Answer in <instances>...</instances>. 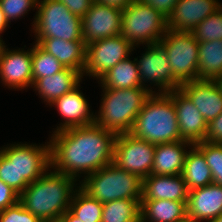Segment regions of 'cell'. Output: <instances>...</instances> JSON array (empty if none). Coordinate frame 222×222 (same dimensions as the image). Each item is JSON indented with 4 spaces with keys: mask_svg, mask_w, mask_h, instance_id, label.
<instances>
[{
    "mask_svg": "<svg viewBox=\"0 0 222 222\" xmlns=\"http://www.w3.org/2000/svg\"><path fill=\"white\" fill-rule=\"evenodd\" d=\"M0 222H42L37 216L26 210L18 201L0 211Z\"/></svg>",
    "mask_w": 222,
    "mask_h": 222,
    "instance_id": "cell-34",
    "label": "cell"
},
{
    "mask_svg": "<svg viewBox=\"0 0 222 222\" xmlns=\"http://www.w3.org/2000/svg\"><path fill=\"white\" fill-rule=\"evenodd\" d=\"M38 0H0V6L4 13L5 19L11 24V20L25 17L24 15L31 9H37Z\"/></svg>",
    "mask_w": 222,
    "mask_h": 222,
    "instance_id": "cell-33",
    "label": "cell"
},
{
    "mask_svg": "<svg viewBox=\"0 0 222 222\" xmlns=\"http://www.w3.org/2000/svg\"><path fill=\"white\" fill-rule=\"evenodd\" d=\"M62 222H82L76 218L69 210L66 211L60 218Z\"/></svg>",
    "mask_w": 222,
    "mask_h": 222,
    "instance_id": "cell-41",
    "label": "cell"
},
{
    "mask_svg": "<svg viewBox=\"0 0 222 222\" xmlns=\"http://www.w3.org/2000/svg\"><path fill=\"white\" fill-rule=\"evenodd\" d=\"M69 211L82 222H101L103 203L78 187L72 197Z\"/></svg>",
    "mask_w": 222,
    "mask_h": 222,
    "instance_id": "cell-29",
    "label": "cell"
},
{
    "mask_svg": "<svg viewBox=\"0 0 222 222\" xmlns=\"http://www.w3.org/2000/svg\"><path fill=\"white\" fill-rule=\"evenodd\" d=\"M167 31V17L141 0L122 11L120 35L134 47L159 43Z\"/></svg>",
    "mask_w": 222,
    "mask_h": 222,
    "instance_id": "cell-7",
    "label": "cell"
},
{
    "mask_svg": "<svg viewBox=\"0 0 222 222\" xmlns=\"http://www.w3.org/2000/svg\"><path fill=\"white\" fill-rule=\"evenodd\" d=\"M191 33L199 43L222 40V7L201 21Z\"/></svg>",
    "mask_w": 222,
    "mask_h": 222,
    "instance_id": "cell-31",
    "label": "cell"
},
{
    "mask_svg": "<svg viewBox=\"0 0 222 222\" xmlns=\"http://www.w3.org/2000/svg\"><path fill=\"white\" fill-rule=\"evenodd\" d=\"M130 133L154 145L183 140L173 99L167 93H152L138 113Z\"/></svg>",
    "mask_w": 222,
    "mask_h": 222,
    "instance_id": "cell-4",
    "label": "cell"
},
{
    "mask_svg": "<svg viewBox=\"0 0 222 222\" xmlns=\"http://www.w3.org/2000/svg\"><path fill=\"white\" fill-rule=\"evenodd\" d=\"M167 94L173 99L181 138L193 144L205 141L207 122L197 107L180 89Z\"/></svg>",
    "mask_w": 222,
    "mask_h": 222,
    "instance_id": "cell-18",
    "label": "cell"
},
{
    "mask_svg": "<svg viewBox=\"0 0 222 222\" xmlns=\"http://www.w3.org/2000/svg\"><path fill=\"white\" fill-rule=\"evenodd\" d=\"M5 44L0 46V83L17 91L32 88V47L10 50Z\"/></svg>",
    "mask_w": 222,
    "mask_h": 222,
    "instance_id": "cell-13",
    "label": "cell"
},
{
    "mask_svg": "<svg viewBox=\"0 0 222 222\" xmlns=\"http://www.w3.org/2000/svg\"><path fill=\"white\" fill-rule=\"evenodd\" d=\"M187 201L141 200V222H188Z\"/></svg>",
    "mask_w": 222,
    "mask_h": 222,
    "instance_id": "cell-24",
    "label": "cell"
},
{
    "mask_svg": "<svg viewBox=\"0 0 222 222\" xmlns=\"http://www.w3.org/2000/svg\"><path fill=\"white\" fill-rule=\"evenodd\" d=\"M155 146L146 140L134 137L131 133L117 134L113 163L144 179L151 174Z\"/></svg>",
    "mask_w": 222,
    "mask_h": 222,
    "instance_id": "cell-12",
    "label": "cell"
},
{
    "mask_svg": "<svg viewBox=\"0 0 222 222\" xmlns=\"http://www.w3.org/2000/svg\"><path fill=\"white\" fill-rule=\"evenodd\" d=\"M188 194L182 175L150 174L143 179L141 200L187 201Z\"/></svg>",
    "mask_w": 222,
    "mask_h": 222,
    "instance_id": "cell-20",
    "label": "cell"
},
{
    "mask_svg": "<svg viewBox=\"0 0 222 222\" xmlns=\"http://www.w3.org/2000/svg\"><path fill=\"white\" fill-rule=\"evenodd\" d=\"M135 49L136 46L134 47L121 35L86 45L85 67L82 77H93L97 81L118 62L128 58Z\"/></svg>",
    "mask_w": 222,
    "mask_h": 222,
    "instance_id": "cell-11",
    "label": "cell"
},
{
    "mask_svg": "<svg viewBox=\"0 0 222 222\" xmlns=\"http://www.w3.org/2000/svg\"><path fill=\"white\" fill-rule=\"evenodd\" d=\"M180 90L197 107L207 124L222 113V88L217 80H193Z\"/></svg>",
    "mask_w": 222,
    "mask_h": 222,
    "instance_id": "cell-16",
    "label": "cell"
},
{
    "mask_svg": "<svg viewBox=\"0 0 222 222\" xmlns=\"http://www.w3.org/2000/svg\"><path fill=\"white\" fill-rule=\"evenodd\" d=\"M122 10L94 1L81 18L85 46L120 35Z\"/></svg>",
    "mask_w": 222,
    "mask_h": 222,
    "instance_id": "cell-14",
    "label": "cell"
},
{
    "mask_svg": "<svg viewBox=\"0 0 222 222\" xmlns=\"http://www.w3.org/2000/svg\"><path fill=\"white\" fill-rule=\"evenodd\" d=\"M198 80H218L222 76V40L198 44Z\"/></svg>",
    "mask_w": 222,
    "mask_h": 222,
    "instance_id": "cell-27",
    "label": "cell"
},
{
    "mask_svg": "<svg viewBox=\"0 0 222 222\" xmlns=\"http://www.w3.org/2000/svg\"><path fill=\"white\" fill-rule=\"evenodd\" d=\"M193 145L186 140L156 145L151 174L181 175L188 149Z\"/></svg>",
    "mask_w": 222,
    "mask_h": 222,
    "instance_id": "cell-21",
    "label": "cell"
},
{
    "mask_svg": "<svg viewBox=\"0 0 222 222\" xmlns=\"http://www.w3.org/2000/svg\"><path fill=\"white\" fill-rule=\"evenodd\" d=\"M186 208L188 222H208L222 215V185L212 183L189 191Z\"/></svg>",
    "mask_w": 222,
    "mask_h": 222,
    "instance_id": "cell-19",
    "label": "cell"
},
{
    "mask_svg": "<svg viewBox=\"0 0 222 222\" xmlns=\"http://www.w3.org/2000/svg\"><path fill=\"white\" fill-rule=\"evenodd\" d=\"M62 2L72 14L83 17L89 10L94 0H58Z\"/></svg>",
    "mask_w": 222,
    "mask_h": 222,
    "instance_id": "cell-37",
    "label": "cell"
},
{
    "mask_svg": "<svg viewBox=\"0 0 222 222\" xmlns=\"http://www.w3.org/2000/svg\"><path fill=\"white\" fill-rule=\"evenodd\" d=\"M208 222H222V215H219L218 217H216Z\"/></svg>",
    "mask_w": 222,
    "mask_h": 222,
    "instance_id": "cell-42",
    "label": "cell"
},
{
    "mask_svg": "<svg viewBox=\"0 0 222 222\" xmlns=\"http://www.w3.org/2000/svg\"><path fill=\"white\" fill-rule=\"evenodd\" d=\"M94 1L100 4L118 8L123 11L132 3L133 0H94Z\"/></svg>",
    "mask_w": 222,
    "mask_h": 222,
    "instance_id": "cell-39",
    "label": "cell"
},
{
    "mask_svg": "<svg viewBox=\"0 0 222 222\" xmlns=\"http://www.w3.org/2000/svg\"><path fill=\"white\" fill-rule=\"evenodd\" d=\"M145 50L139 59L138 56L136 58L141 86L151 93H168L180 89V84L171 72L166 50L159 43L146 45Z\"/></svg>",
    "mask_w": 222,
    "mask_h": 222,
    "instance_id": "cell-10",
    "label": "cell"
},
{
    "mask_svg": "<svg viewBox=\"0 0 222 222\" xmlns=\"http://www.w3.org/2000/svg\"><path fill=\"white\" fill-rule=\"evenodd\" d=\"M205 141L222 144V113L207 124Z\"/></svg>",
    "mask_w": 222,
    "mask_h": 222,
    "instance_id": "cell-35",
    "label": "cell"
},
{
    "mask_svg": "<svg viewBox=\"0 0 222 222\" xmlns=\"http://www.w3.org/2000/svg\"><path fill=\"white\" fill-rule=\"evenodd\" d=\"M116 137V133L96 123L52 133L51 167L80 182L81 177L113 162Z\"/></svg>",
    "mask_w": 222,
    "mask_h": 222,
    "instance_id": "cell-1",
    "label": "cell"
},
{
    "mask_svg": "<svg viewBox=\"0 0 222 222\" xmlns=\"http://www.w3.org/2000/svg\"><path fill=\"white\" fill-rule=\"evenodd\" d=\"M140 202L120 199L103 203L101 222H141Z\"/></svg>",
    "mask_w": 222,
    "mask_h": 222,
    "instance_id": "cell-28",
    "label": "cell"
},
{
    "mask_svg": "<svg viewBox=\"0 0 222 222\" xmlns=\"http://www.w3.org/2000/svg\"><path fill=\"white\" fill-rule=\"evenodd\" d=\"M118 62L98 79L101 88L127 89L142 87L136 58Z\"/></svg>",
    "mask_w": 222,
    "mask_h": 222,
    "instance_id": "cell-25",
    "label": "cell"
},
{
    "mask_svg": "<svg viewBox=\"0 0 222 222\" xmlns=\"http://www.w3.org/2000/svg\"><path fill=\"white\" fill-rule=\"evenodd\" d=\"M77 182L75 178L50 167L24 189L19 195V202L42 222L57 220L69 210L72 197L79 187Z\"/></svg>",
    "mask_w": 222,
    "mask_h": 222,
    "instance_id": "cell-2",
    "label": "cell"
},
{
    "mask_svg": "<svg viewBox=\"0 0 222 222\" xmlns=\"http://www.w3.org/2000/svg\"><path fill=\"white\" fill-rule=\"evenodd\" d=\"M79 184L84 192L101 203L120 199L141 201L142 198L143 179L113 162L81 179Z\"/></svg>",
    "mask_w": 222,
    "mask_h": 222,
    "instance_id": "cell-6",
    "label": "cell"
},
{
    "mask_svg": "<svg viewBox=\"0 0 222 222\" xmlns=\"http://www.w3.org/2000/svg\"><path fill=\"white\" fill-rule=\"evenodd\" d=\"M166 50L174 79L181 85L198 80V44L191 32L169 30L159 41Z\"/></svg>",
    "mask_w": 222,
    "mask_h": 222,
    "instance_id": "cell-9",
    "label": "cell"
},
{
    "mask_svg": "<svg viewBox=\"0 0 222 222\" xmlns=\"http://www.w3.org/2000/svg\"><path fill=\"white\" fill-rule=\"evenodd\" d=\"M50 167V141L45 145L12 142L0 147V180L19 195Z\"/></svg>",
    "mask_w": 222,
    "mask_h": 222,
    "instance_id": "cell-3",
    "label": "cell"
},
{
    "mask_svg": "<svg viewBox=\"0 0 222 222\" xmlns=\"http://www.w3.org/2000/svg\"><path fill=\"white\" fill-rule=\"evenodd\" d=\"M19 194L0 180V211L16 204Z\"/></svg>",
    "mask_w": 222,
    "mask_h": 222,
    "instance_id": "cell-36",
    "label": "cell"
},
{
    "mask_svg": "<svg viewBox=\"0 0 222 222\" xmlns=\"http://www.w3.org/2000/svg\"><path fill=\"white\" fill-rule=\"evenodd\" d=\"M45 51L53 55L64 67L83 73L86 46L83 40L65 41L58 38L36 39Z\"/></svg>",
    "mask_w": 222,
    "mask_h": 222,
    "instance_id": "cell-23",
    "label": "cell"
},
{
    "mask_svg": "<svg viewBox=\"0 0 222 222\" xmlns=\"http://www.w3.org/2000/svg\"><path fill=\"white\" fill-rule=\"evenodd\" d=\"M9 23L7 22V20L5 19L4 13L2 12L1 6H0V34L4 33V31L9 28ZM3 36L0 35V42L1 43H5V41H3Z\"/></svg>",
    "mask_w": 222,
    "mask_h": 222,
    "instance_id": "cell-40",
    "label": "cell"
},
{
    "mask_svg": "<svg viewBox=\"0 0 222 222\" xmlns=\"http://www.w3.org/2000/svg\"><path fill=\"white\" fill-rule=\"evenodd\" d=\"M82 78V74L79 71L65 67L62 71L52 76L38 78L33 83L32 88L35 93L38 92V96L44 103L46 102V105H50L56 99L74 89L82 82Z\"/></svg>",
    "mask_w": 222,
    "mask_h": 222,
    "instance_id": "cell-22",
    "label": "cell"
},
{
    "mask_svg": "<svg viewBox=\"0 0 222 222\" xmlns=\"http://www.w3.org/2000/svg\"><path fill=\"white\" fill-rule=\"evenodd\" d=\"M222 7L218 0H178L167 17L168 29L191 32L206 17Z\"/></svg>",
    "mask_w": 222,
    "mask_h": 222,
    "instance_id": "cell-17",
    "label": "cell"
},
{
    "mask_svg": "<svg viewBox=\"0 0 222 222\" xmlns=\"http://www.w3.org/2000/svg\"><path fill=\"white\" fill-rule=\"evenodd\" d=\"M141 1L145 4H149L152 8H155L156 10L161 12L164 16L168 17L178 0H141Z\"/></svg>",
    "mask_w": 222,
    "mask_h": 222,
    "instance_id": "cell-38",
    "label": "cell"
},
{
    "mask_svg": "<svg viewBox=\"0 0 222 222\" xmlns=\"http://www.w3.org/2000/svg\"><path fill=\"white\" fill-rule=\"evenodd\" d=\"M205 156L211 169L213 183L222 185V144H214L206 141L194 144Z\"/></svg>",
    "mask_w": 222,
    "mask_h": 222,
    "instance_id": "cell-32",
    "label": "cell"
},
{
    "mask_svg": "<svg viewBox=\"0 0 222 222\" xmlns=\"http://www.w3.org/2000/svg\"><path fill=\"white\" fill-rule=\"evenodd\" d=\"M217 81H218L219 85H220L221 88H222V76H221Z\"/></svg>",
    "mask_w": 222,
    "mask_h": 222,
    "instance_id": "cell-43",
    "label": "cell"
},
{
    "mask_svg": "<svg viewBox=\"0 0 222 222\" xmlns=\"http://www.w3.org/2000/svg\"><path fill=\"white\" fill-rule=\"evenodd\" d=\"M31 23L35 39L58 38L65 41L83 40L81 17L58 0H38Z\"/></svg>",
    "mask_w": 222,
    "mask_h": 222,
    "instance_id": "cell-8",
    "label": "cell"
},
{
    "mask_svg": "<svg viewBox=\"0 0 222 222\" xmlns=\"http://www.w3.org/2000/svg\"><path fill=\"white\" fill-rule=\"evenodd\" d=\"M45 222H62L60 219L57 220H51V221H45Z\"/></svg>",
    "mask_w": 222,
    "mask_h": 222,
    "instance_id": "cell-44",
    "label": "cell"
},
{
    "mask_svg": "<svg viewBox=\"0 0 222 222\" xmlns=\"http://www.w3.org/2000/svg\"><path fill=\"white\" fill-rule=\"evenodd\" d=\"M32 45V74L33 83L38 78L52 76L65 67L50 53L45 51L38 43Z\"/></svg>",
    "mask_w": 222,
    "mask_h": 222,
    "instance_id": "cell-30",
    "label": "cell"
},
{
    "mask_svg": "<svg viewBox=\"0 0 222 222\" xmlns=\"http://www.w3.org/2000/svg\"><path fill=\"white\" fill-rule=\"evenodd\" d=\"M80 83L65 95L56 99L49 106L55 107L63 117L53 133L74 127L87 126L95 123V113L90 109L88 100L85 98Z\"/></svg>",
    "mask_w": 222,
    "mask_h": 222,
    "instance_id": "cell-15",
    "label": "cell"
},
{
    "mask_svg": "<svg viewBox=\"0 0 222 222\" xmlns=\"http://www.w3.org/2000/svg\"><path fill=\"white\" fill-rule=\"evenodd\" d=\"M101 104L95 123L116 134L130 133L145 101L152 94L145 87L101 88Z\"/></svg>",
    "mask_w": 222,
    "mask_h": 222,
    "instance_id": "cell-5",
    "label": "cell"
},
{
    "mask_svg": "<svg viewBox=\"0 0 222 222\" xmlns=\"http://www.w3.org/2000/svg\"><path fill=\"white\" fill-rule=\"evenodd\" d=\"M181 175L186 182L188 191L213 183L212 172L206 162L205 156L195 145L190 148L186 155Z\"/></svg>",
    "mask_w": 222,
    "mask_h": 222,
    "instance_id": "cell-26",
    "label": "cell"
}]
</instances>
